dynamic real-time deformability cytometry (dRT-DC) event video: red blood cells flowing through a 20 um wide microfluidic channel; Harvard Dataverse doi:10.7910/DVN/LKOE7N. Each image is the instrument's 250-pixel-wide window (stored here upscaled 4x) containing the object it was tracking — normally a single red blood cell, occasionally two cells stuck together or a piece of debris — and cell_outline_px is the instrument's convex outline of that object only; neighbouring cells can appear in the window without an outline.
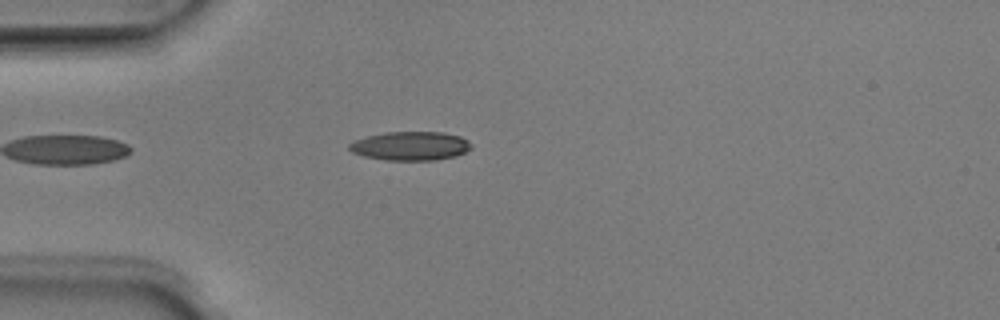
{"species": "Egyptian fruit bat (a non-hibernating species)", "species_latin": "Rousettus aegyptiacus", "temperature_condition": "room temperature", "stored_images_in_passage": 42, "camera_frame_rate_fps": 3000, "um_per_image_px": 0.085, "animal": {"sex": "male"}, "frame": {"image": 1, "passage_image": 5, "time_ms": 1.333, "image_size_px": [1000, 320], "cell_outline_px": [[472, 148], [456, 156], [436, 160], [384, 160], [364, 156], [352, 152], [348, 148], [348, 144], [352, 140], [384, 132], [444, 132], [460, 136], [468, 140], [472, 144]], "centroid_in_image_um": [34.88, 12.4], "position_along_channel_um": 50.1, "area_um2": 20.69}}
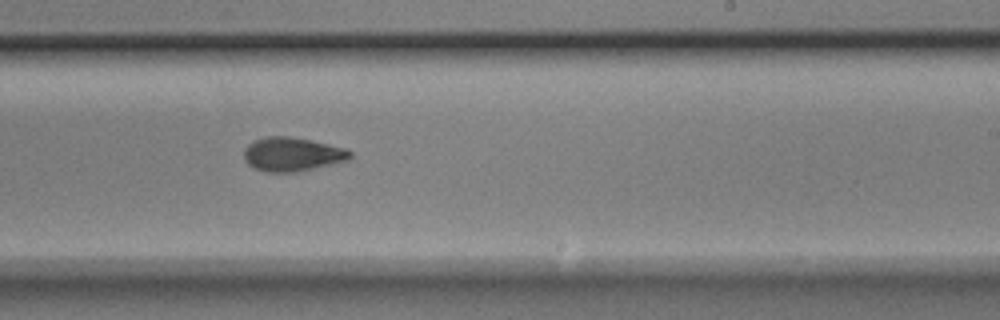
{"frame": {"image": 2, "passage_image": 22, "time_ms": 7.0, "image_size_px": [1000, 320], "cell_outline_px": [[352, 156], [348, 160], [296, 172], [268, 172], [256, 168], [248, 164], [244, 160], [244, 148], [252, 140], [268, 136], [288, 136], [312, 140], [348, 148], [352, 152]], "centroid_in_image_um": [24.85, 13.09], "position_along_channel_um": 264.2, "area_um2": 21.1}}
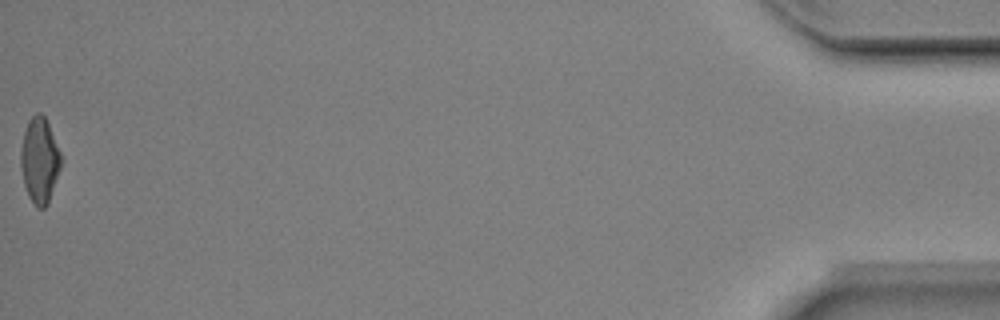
{"frame": {"image": 3, "passage_image": 42, "time_ms": 13.667, "image_size_px": [1000, 320], "cell_outline_px": [[60, 168], [48, 204], [44, 208], [36, 208], [28, 196], [24, 184], [20, 168], [20, 152], [24, 132], [28, 120], [36, 112], [40, 112], [44, 116], [48, 124], [60, 152]], "centroid_in_image_um": [3.34, 13.65], "position_along_channel_um": 431.9, "area_um2": 19.94}, "authors_computed_cell_mechanics": {"area_um2": 20.4901, "velocity_mm_per_s": 3.9963, "shape_relaxation_time_tau1_ms": 4.5118, "shape_relaxation_time_tau2_ms": 3.0926, "deformation_change_tau1": 0.1642, "deformation_change_tau2": 0.1}}